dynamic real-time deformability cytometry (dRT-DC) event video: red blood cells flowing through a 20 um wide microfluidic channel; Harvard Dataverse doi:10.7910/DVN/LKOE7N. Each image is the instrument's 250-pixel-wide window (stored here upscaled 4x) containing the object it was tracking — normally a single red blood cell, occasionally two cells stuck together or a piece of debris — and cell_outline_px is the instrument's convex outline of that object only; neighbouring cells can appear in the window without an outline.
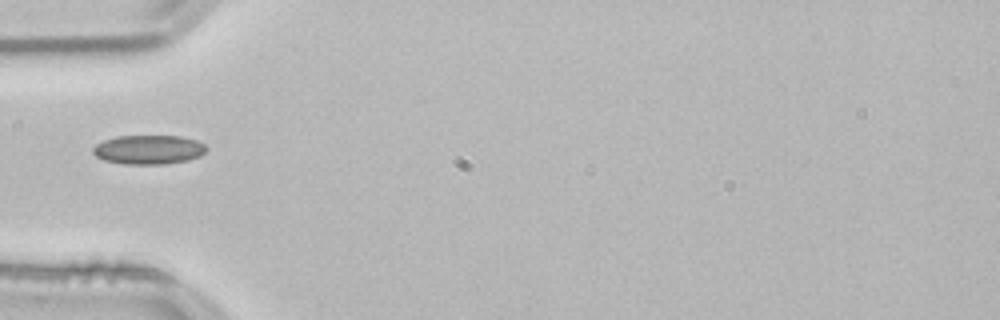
{"species": "common noctule bat (a hibernating species)", "species_latin": "Nyctalus noctula", "temperature_condition": "room temperature", "stored_images_in_passage": 12, "camera_frame_rate_fps": 3000, "um_per_image_px": 0.085, "animal": {"sex": "male", "body_mass_g": 21.5, "forearm_length_mm": 52.0}, "frame": {"image": 1, "passage_image": 1, "time_ms": 0.0, "image_size_px": [1000, 320], "cell_outline_px": [[208, 148], [200, 156], [188, 160], [164, 164], [124, 164], [104, 160], [96, 156], [92, 152], [92, 148], [96, 144], [104, 140], [116, 136], [180, 136], [196, 140], [204, 144]], "centroid_in_image_um": [12.62, 12.72], "position_along_channel_um": 72.4, "area_um2": 19.31}}
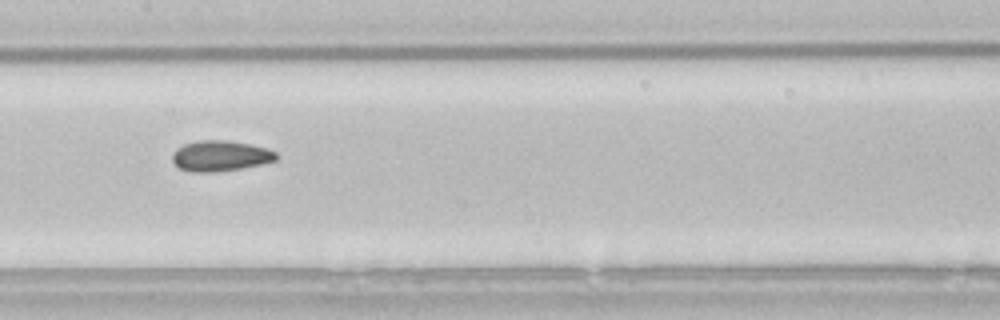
{"frame": {"image": 2, "passage_image": 10, "time_ms": 3.0, "image_size_px": [1000, 320], "cell_outline_px": [[276, 160], [260, 164], [240, 168], [212, 172], [192, 172], [180, 168], [172, 160], [172, 156], [176, 148], [184, 144], [200, 140], [224, 140], [252, 144], [268, 148], [276, 152]], "centroid_in_image_um": [18.72, 13.24], "position_along_channel_um": 188.7, "area_um2": 18.38}}